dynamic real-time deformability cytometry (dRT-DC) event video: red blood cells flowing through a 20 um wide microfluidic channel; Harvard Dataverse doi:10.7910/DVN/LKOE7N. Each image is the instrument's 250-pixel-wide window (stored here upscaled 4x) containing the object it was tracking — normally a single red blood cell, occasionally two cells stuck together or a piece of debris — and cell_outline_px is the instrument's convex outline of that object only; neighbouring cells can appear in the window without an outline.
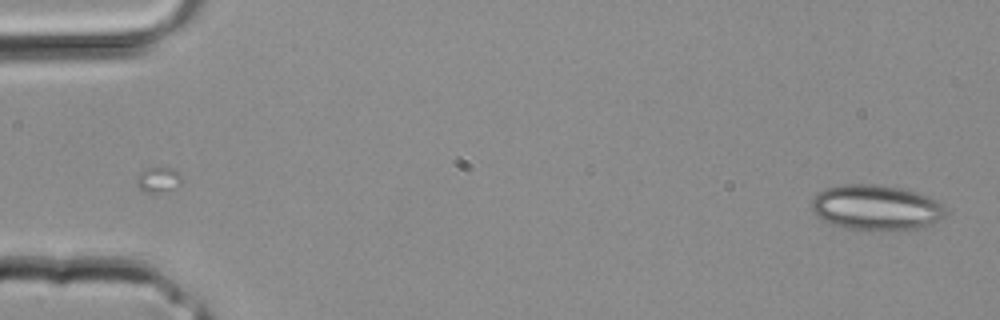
{"species": "common noctule bat (a hibernating species)", "species_latin": "Nyctalus noctula", "temperature_condition": "room temperature", "stored_images_in_passage": 2, "camera_frame_rate_fps": 3000, "um_per_image_px": 0.085, "animal": {"sex": "male", "body_mass_g": 20.4}, "frame": {"image": 1, "passage_image": 2, "time_ms": 0.333, "image_size_px": [1000, 320], "cell_outline_px": [[948, 212], [940, 220], [924, 228], [848, 228], [832, 224], [816, 216], [812, 208], [812, 196], [824, 188], [844, 184], [876, 184], [904, 188], [928, 196], [936, 200]], "centroid_in_image_um": [74.46, 17.6], "position_along_channel_um": 10.5, "area_um2": 34.97}}